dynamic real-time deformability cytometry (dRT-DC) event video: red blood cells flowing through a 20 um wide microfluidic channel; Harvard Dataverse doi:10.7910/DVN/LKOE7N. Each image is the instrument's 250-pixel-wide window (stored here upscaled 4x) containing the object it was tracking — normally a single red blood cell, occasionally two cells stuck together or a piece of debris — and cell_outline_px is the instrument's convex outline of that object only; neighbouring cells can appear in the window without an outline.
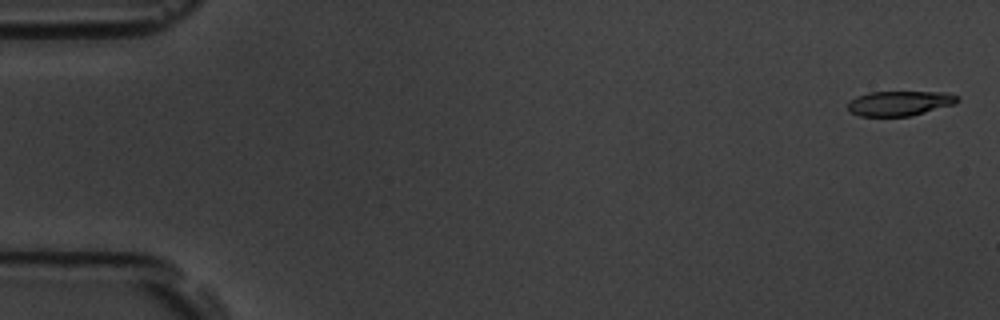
{"species": "common noctule bat (a hibernating species)", "species_latin": "Nyctalus noctula", "temperature_condition": "room temperature", "stored_images_in_passage": 10, "camera_frame_rate_fps": 3000, "um_per_image_px": 0.085, "animal": {"sex": "male", "body_mass_g": 19.5, "forearm_length_mm": 54.6}, "frame": {"image": 1, "passage_image": 1, "time_ms": 0.0, "image_size_px": [1000, 320], "cell_outline_px": [[960, 100], [956, 104], [912, 116], [860, 116], [848, 112], [848, 104], [856, 96], [868, 92], [948, 92], [960, 96]], "centroid_in_image_um": [76.52, 8.78], "position_along_channel_um": 8.5, "area_um2": 16.13}}
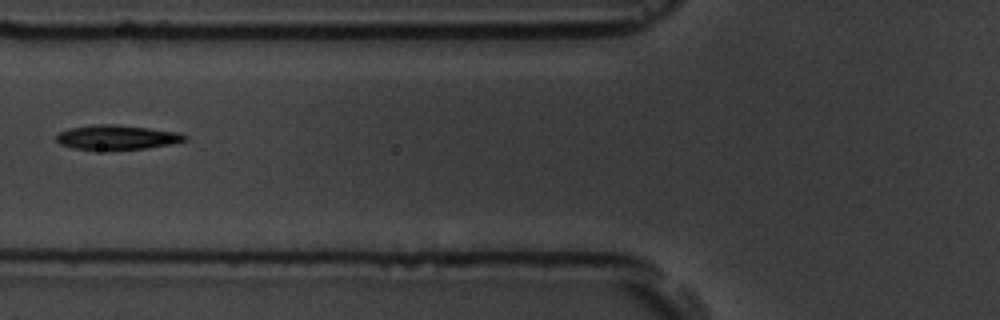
{"frame": {"image": 2, "passage_image": 7, "time_ms": 7.0, "image_size_px": [1000, 320], "cell_outline_px": [[188, 140], [172, 144], [148, 148], [72, 148], [60, 144], [56, 140], [56, 132], [72, 128], [92, 124], [116, 124], [180, 132], [188, 136]], "centroid_in_image_um": [9.97, 11.64], "position_along_channel_um": 115.8, "area_um2": 18.09}}
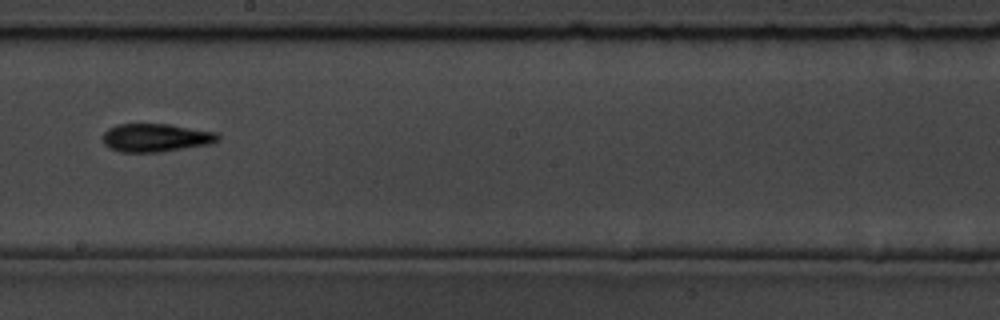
{"frame": {"image": 3, "passage_image": 10, "time_ms": 10.333, "image_size_px": [1000, 320], "cell_outline_px": [[220, 140], [208, 144], [160, 152], [120, 152], [108, 148], [104, 144], [100, 136], [108, 128], [116, 124], [168, 124], [216, 132], [220, 136]], "centroid_in_image_um": [13.18, 11.7], "position_along_channel_um": 235.0, "area_um2": 19.07}}